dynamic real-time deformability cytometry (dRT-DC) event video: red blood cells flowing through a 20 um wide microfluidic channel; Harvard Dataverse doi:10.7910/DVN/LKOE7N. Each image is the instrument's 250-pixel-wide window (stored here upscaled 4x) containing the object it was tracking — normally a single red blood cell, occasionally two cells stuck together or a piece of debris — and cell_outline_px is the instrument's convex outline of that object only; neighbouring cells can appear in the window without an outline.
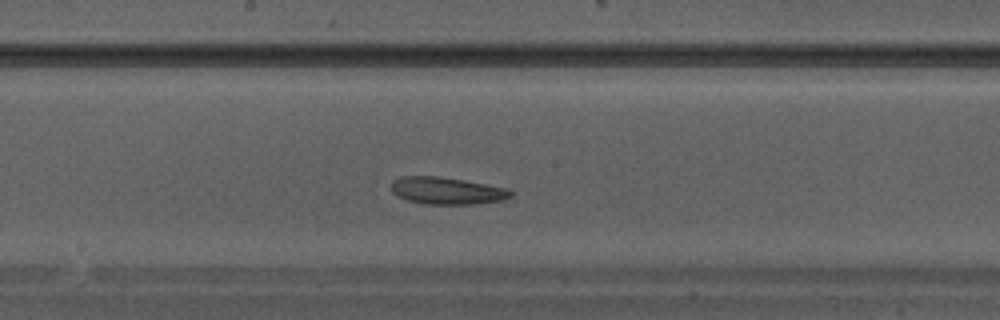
{"species": "Egyptian fruit bat (a non-hibernating species)", "species_latin": "Rousettus aegyptiacus", "temperature_condition": "warm", "stored_images_in_passage": 25, "camera_frame_rate_fps": 3000, "um_per_image_px": 0.085, "animal": {"sex": "male"}, "frame": {"image": 1, "passage_image": 8, "time_ms": 2.333, "image_size_px": [1000, 320], "cell_outline_px": [[512, 196], [504, 200], [476, 204], [424, 204], [408, 200], [396, 196], [392, 192], [392, 180], [400, 176], [436, 176], [464, 180], [508, 188], [512, 192]], "centroid_in_image_um": [37.98, 16.21], "position_along_channel_um": 210.2, "area_um2": 19.02}}
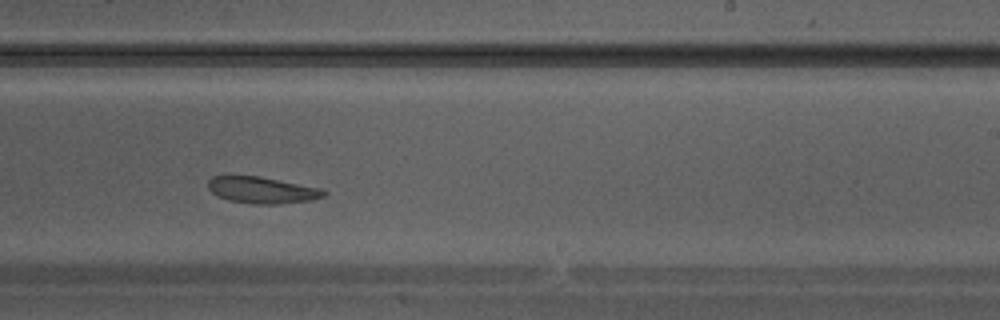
{"frame": {"image": 2, "passage_image": 11, "time_ms": 3.333, "image_size_px": [1000, 320], "cell_outline_px": [[328, 192], [324, 196], [312, 200], [280, 204], [252, 204], [228, 200], [216, 196], [208, 188], [208, 180], [212, 176], [260, 176], [320, 188]], "centroid_in_image_um": [22.26, 16.16], "position_along_channel_um": 266.7, "area_um2": 17.98}}